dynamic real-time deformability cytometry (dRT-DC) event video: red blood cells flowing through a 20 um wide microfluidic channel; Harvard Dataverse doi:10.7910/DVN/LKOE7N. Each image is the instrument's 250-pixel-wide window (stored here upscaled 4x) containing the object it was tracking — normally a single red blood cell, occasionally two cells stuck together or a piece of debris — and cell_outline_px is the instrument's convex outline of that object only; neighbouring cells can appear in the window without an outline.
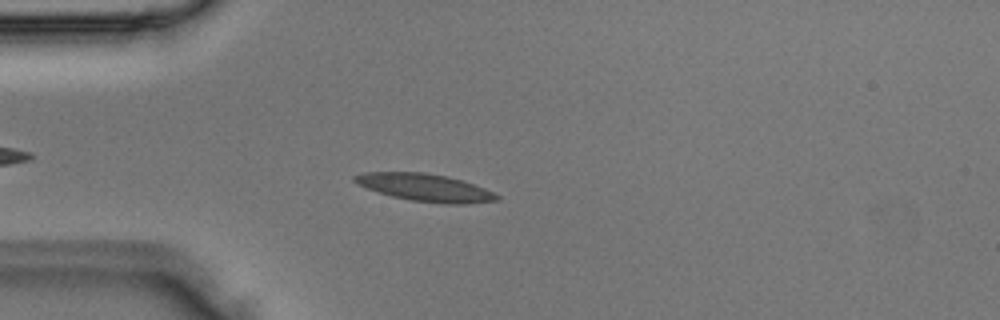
{"species": "Egyptian fruit bat (a non-hibernating species)", "species_latin": "Rousettus aegyptiacus", "temperature_condition": "room temperature", "stored_images_in_passage": 3, "camera_frame_rate_fps": 3000, "um_per_image_px": 0.085, "animal": {"sex": "male"}, "frame": {"image": 1, "passage_image": 3, "time_ms": 0.667, "image_size_px": [1000, 320], "cell_outline_px": [[500, 200], [468, 204], [444, 204], [412, 200], [392, 196], [356, 184], [352, 180], [352, 176], [364, 172], [424, 172], [448, 176], [464, 180], [484, 188], [500, 196]], "centroid_in_image_um": [36.16, 15.94], "position_along_channel_um": 48.8, "area_um2": 22.89}}